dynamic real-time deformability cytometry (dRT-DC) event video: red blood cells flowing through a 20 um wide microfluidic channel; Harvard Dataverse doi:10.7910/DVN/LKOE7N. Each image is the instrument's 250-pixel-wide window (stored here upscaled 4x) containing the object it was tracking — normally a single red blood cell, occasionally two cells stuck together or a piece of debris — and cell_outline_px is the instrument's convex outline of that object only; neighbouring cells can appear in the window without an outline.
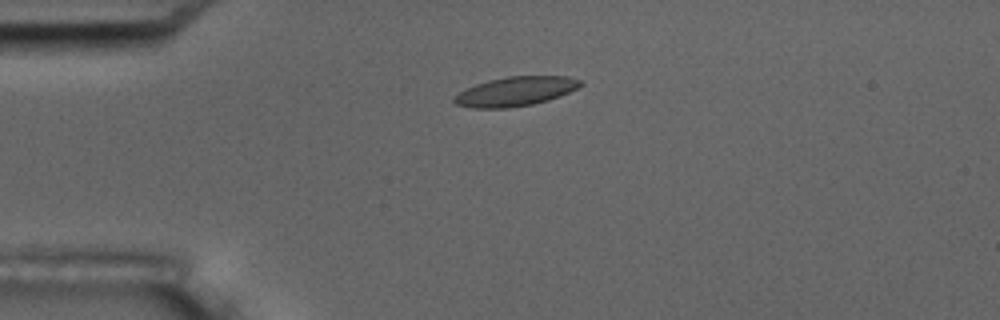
{"species": "common noctule bat (a hibernating species)", "species_latin": "Nyctalus noctula", "temperature_condition": "room temperature", "stored_images_in_passage": 3, "camera_frame_rate_fps": 3000, "um_per_image_px": 0.085, "animal": {"sex": "male", "body_mass_g": 17.5, "forearm_length_mm": 52.3}, "frame": {"image": 1, "passage_image": 1, "time_ms": 0.0, "image_size_px": [1000, 320], "cell_outline_px": [[584, 84], [560, 96], [548, 100], [532, 104], [508, 108], [472, 108], [456, 104], [452, 100], [460, 92], [476, 84], [488, 80], [508, 76], [568, 76], [580, 80]], "centroid_in_image_um": [43.83, 7.76], "position_along_channel_um": 41.2, "area_um2": 21.39}}